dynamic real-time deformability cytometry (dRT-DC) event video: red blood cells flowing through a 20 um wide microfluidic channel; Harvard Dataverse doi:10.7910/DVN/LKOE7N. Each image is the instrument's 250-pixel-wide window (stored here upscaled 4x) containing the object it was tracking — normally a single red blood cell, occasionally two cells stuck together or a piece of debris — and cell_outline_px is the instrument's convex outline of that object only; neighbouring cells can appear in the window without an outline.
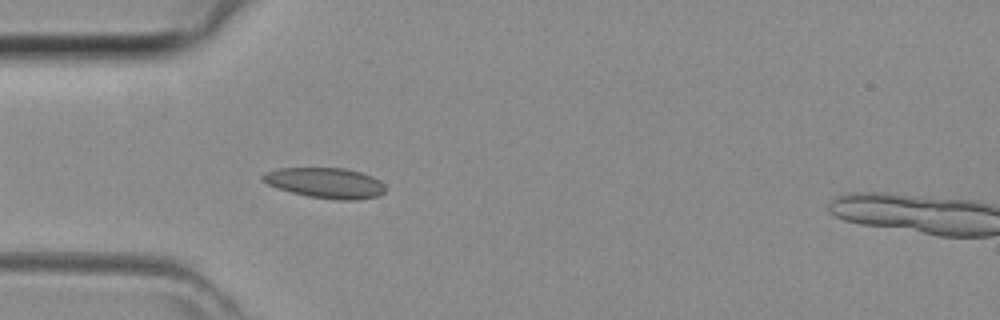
{"species": "common noctule bat (a hibernating species)", "species_latin": "Nyctalus noctula", "temperature_condition": "room temperature", "stored_images_in_passage": 27, "camera_frame_rate_fps": 3000, "um_per_image_px": 0.085, "animal": {"sex": "female", "body_mass_g": 29.2, "forearm_length_mm": 56.3}, "frame": {"image": 1, "passage_image": 4, "time_ms": 1.0, "image_size_px": [1000, 320], "cell_outline_px": [[384, 192], [376, 196], [356, 200], [336, 200], [308, 196], [276, 188], [268, 184], [260, 176], [264, 172], [280, 168], [344, 168], [360, 172], [372, 176], [380, 180], [384, 184]], "centroid_in_image_um": [27.65, 15.54], "position_along_channel_um": 57.3, "area_um2": 21.68}}
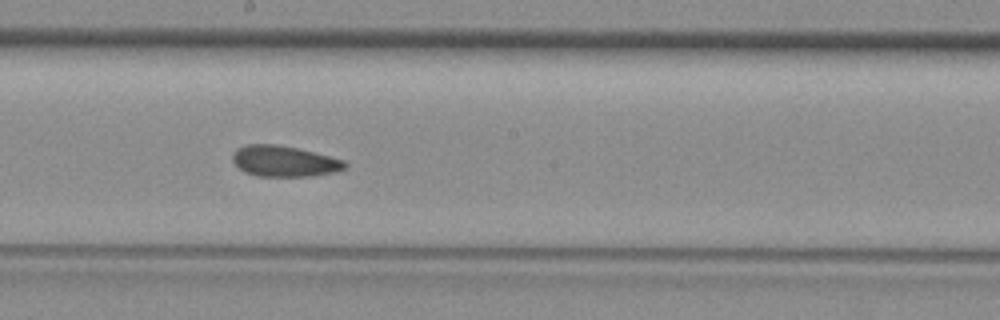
{"frame": {"image": 2, "passage_image": 15, "time_ms": 4.667, "image_size_px": [1000, 320], "cell_outline_px": [[348, 164], [344, 168], [332, 172], [308, 176], [256, 176], [244, 172], [232, 160], [232, 152], [236, 148], [248, 144], [276, 144], [296, 148], [344, 160]], "centroid_in_image_um": [24.09, 13.69], "position_along_channel_um": 224.1, "area_um2": 20.0}}
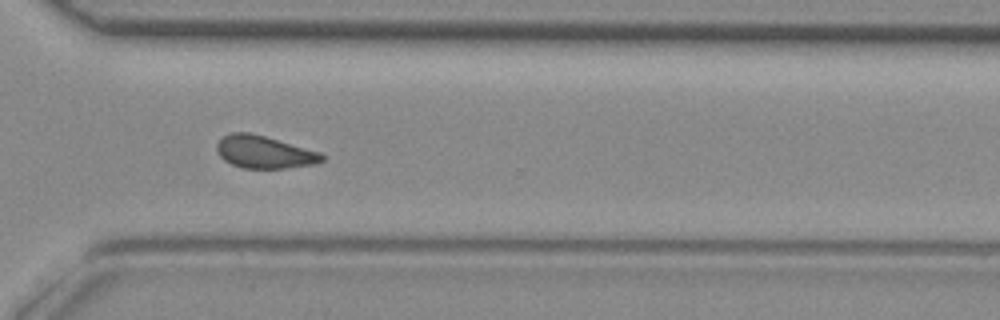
{"frame": {"image": 3, "passage_image": 23, "time_ms": 7.333, "image_size_px": [1000, 320], "cell_outline_px": [[324, 160], [316, 164], [284, 168], [244, 168], [232, 164], [224, 160], [220, 156], [216, 148], [216, 144], [224, 136], [232, 132], [248, 132], [264, 136], [320, 152], [324, 156]], "centroid_in_image_um": [22.46, 12.93], "position_along_channel_um": 348.1, "area_um2": 19.71}}